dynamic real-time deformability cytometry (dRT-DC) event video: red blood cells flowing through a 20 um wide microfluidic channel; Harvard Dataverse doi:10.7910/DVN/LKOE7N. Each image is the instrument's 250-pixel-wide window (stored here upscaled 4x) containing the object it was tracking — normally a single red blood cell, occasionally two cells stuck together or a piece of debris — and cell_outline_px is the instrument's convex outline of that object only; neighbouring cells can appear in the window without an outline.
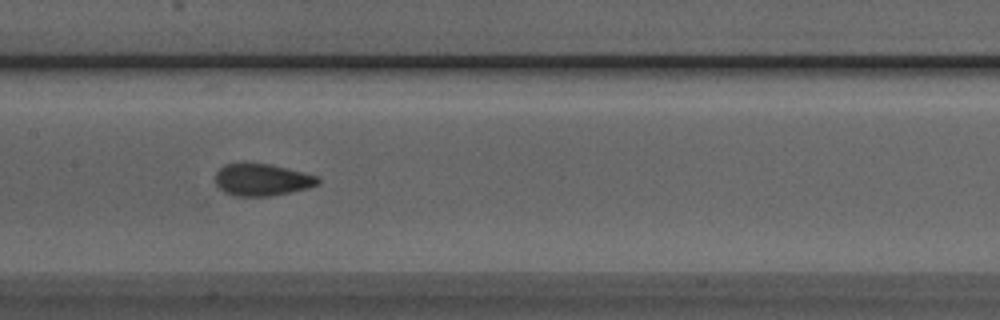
{"species": "Egyptian fruit bat (a non-hibernating species)", "species_latin": "Rousettus aegyptiacus", "temperature_condition": "room temperature", "stored_images_in_passage": 35, "camera_frame_rate_fps": 3000, "um_per_image_px": 0.085, "animal": {"sex": "male"}, "frame": {"image": 1, "passage_image": 16, "time_ms": 5.0, "image_size_px": [1000, 320], "cell_outline_px": [[320, 184], [308, 188], [268, 196], [236, 196], [224, 192], [216, 184], [216, 172], [224, 164], [272, 164], [304, 172], [316, 176], [320, 180]], "centroid_in_image_um": [22.28, 15.28], "position_along_channel_um": 185.1, "area_um2": 18.96}}
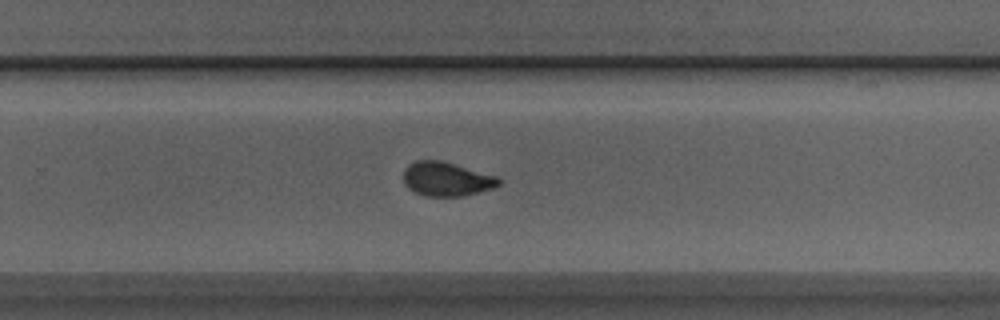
{"frame": {"image": 2, "passage_image": 24, "time_ms": 7.667, "image_size_px": [1000, 320], "cell_outline_px": [[500, 184], [492, 188], [464, 196], [424, 196], [408, 188], [404, 184], [404, 168], [408, 164], [416, 160], [440, 160], [496, 176], [500, 180]], "centroid_in_image_um": [37.91, 15.22], "position_along_channel_um": 291.9, "area_um2": 18.79}}
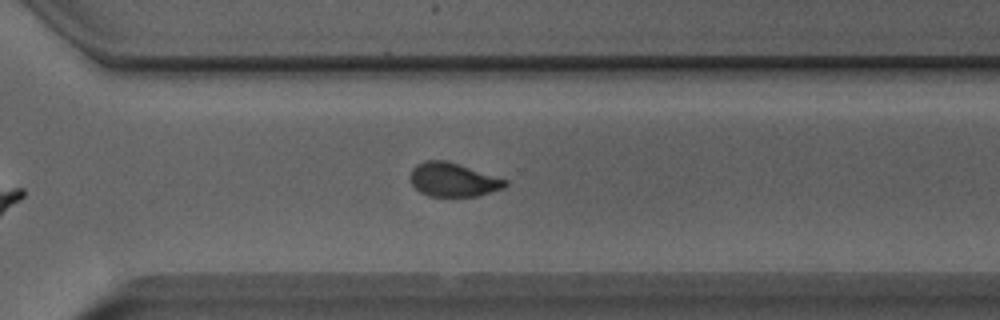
{"frame": {"image": 3, "passage_image": 27, "time_ms": 8.667, "image_size_px": [1000, 320], "cell_outline_px": [[508, 184], [504, 188], [476, 196], [428, 196], [420, 192], [412, 184], [412, 168], [416, 164], [428, 160], [444, 160], [508, 180]], "centroid_in_image_um": [38.52, 15.29], "position_along_channel_um": 332.1, "area_um2": 18.32}, "authors_computed_cell_mechanics": {"area_um2": 19.3052, "velocity_mm_per_s": 4.015, "shape_relaxation_time_tau1_ms": 3.9495, "shape_relaxation_time_tau2_ms": 0.9336, "deformation_change_tau1": 0.1164, "deformation_change_tau2": 0.0479}}